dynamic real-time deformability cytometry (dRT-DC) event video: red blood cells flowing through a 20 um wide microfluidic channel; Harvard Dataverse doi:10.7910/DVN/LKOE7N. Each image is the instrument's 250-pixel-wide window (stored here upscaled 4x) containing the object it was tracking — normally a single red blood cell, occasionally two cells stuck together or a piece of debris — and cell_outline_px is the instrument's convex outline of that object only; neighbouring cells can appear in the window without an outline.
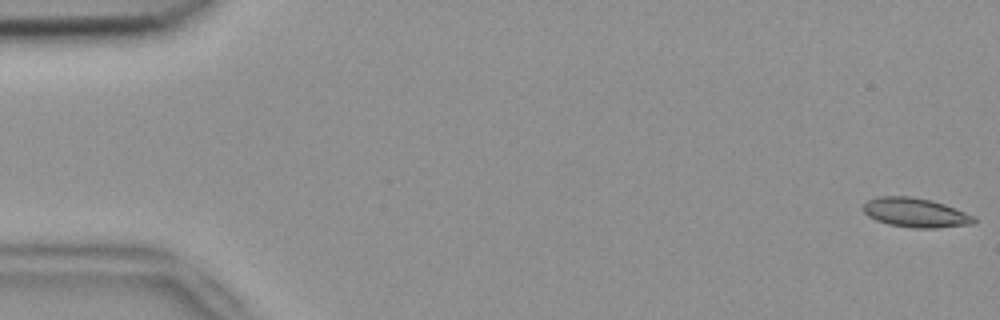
{"species": "common noctule bat (a hibernating species)", "species_latin": "Nyctalus noctula", "temperature_condition": "room temperature", "stored_images_in_passage": 53, "camera_frame_rate_fps": 3000, "um_per_image_px": 0.085, "animal": {"sex": "female", "body_mass_g": 18.4}, "frame": {"image": 1, "passage_image": 1, "time_ms": 0.0, "image_size_px": [1000, 320], "cell_outline_px": [[976, 224], [936, 228], [912, 228], [888, 224], [876, 220], [868, 216], [864, 212], [864, 204], [868, 200], [876, 196], [912, 196], [932, 200], [944, 204], [964, 212], [972, 216], [976, 220]], "centroid_in_image_um": [77.81, 18.07], "position_along_channel_um": 7.2, "area_um2": 18.96}}
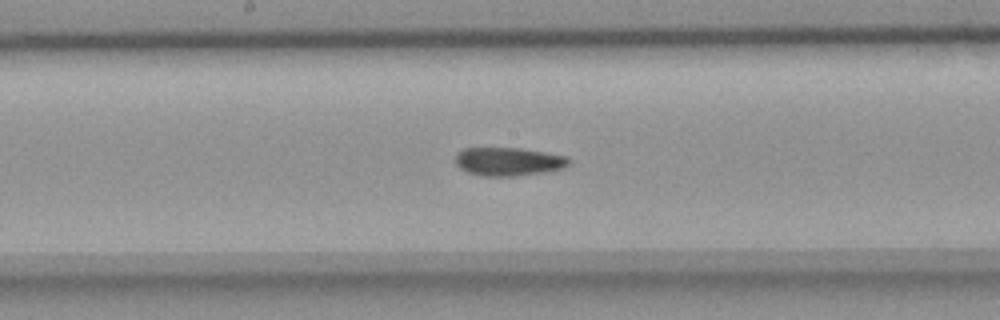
{"frame": {"image": 2, "passage_image": 28, "time_ms": 9.0, "image_size_px": [1000, 320], "cell_outline_px": [[572, 164], [564, 168], [544, 172], [516, 176], [484, 176], [468, 172], [460, 168], [456, 164], [456, 152], [464, 148], [520, 148], [568, 156], [572, 160]], "centroid_in_image_um": [43.26, 13.73], "position_along_channel_um": 204.9, "area_um2": 18.96}}
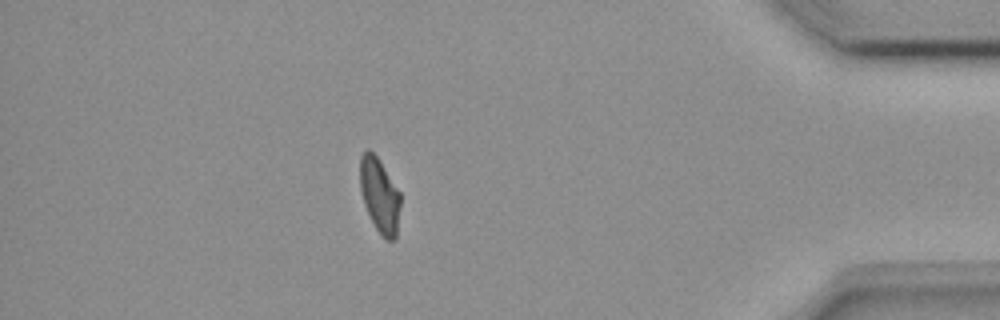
{"frame": {"image": 3, "passage_image": 47, "time_ms": 15.333, "image_size_px": [1000, 320], "cell_outline_px": [[400, 204], [396, 236], [392, 240], [384, 240], [376, 228], [364, 204], [360, 188], [360, 156], [368, 148], [376, 156], [400, 192]], "centroid_in_image_um": [32.26, 16.61], "position_along_channel_um": 402.9, "area_um2": 17.28}, "authors_computed_cell_mechanics": {"area_um2": 18.785, "velocity_mm_per_s": 3.8172, "shape_relaxation_time_tau1_ms": null, "shape_relaxation_time_tau2_ms": 3.1858, "deformation_change_tau1": null, "deformation_change_tau2": 0.0855}}